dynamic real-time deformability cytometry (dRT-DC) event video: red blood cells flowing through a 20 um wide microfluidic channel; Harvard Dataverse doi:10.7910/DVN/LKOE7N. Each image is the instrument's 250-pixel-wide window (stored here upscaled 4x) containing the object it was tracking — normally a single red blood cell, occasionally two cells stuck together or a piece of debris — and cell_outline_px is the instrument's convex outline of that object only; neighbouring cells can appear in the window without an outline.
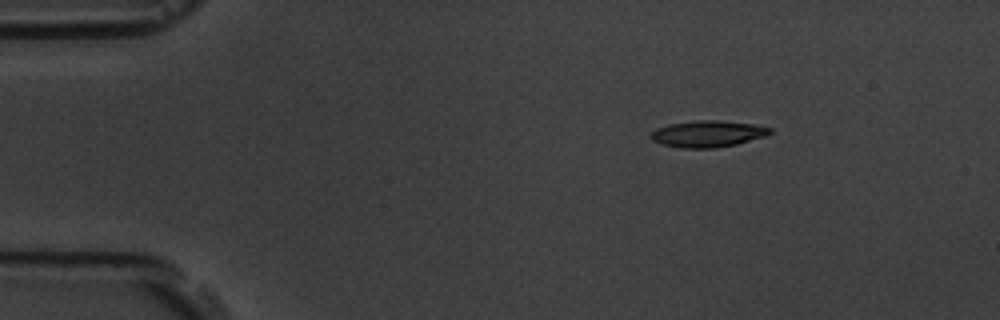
{"species": "common noctule bat (a hibernating species)", "species_latin": "Nyctalus noctula", "temperature_condition": "room temperature", "stored_images_in_passage": 9, "camera_frame_rate_fps": 3000, "um_per_image_px": 0.085, "animal": {"sex": "male", "body_mass_g": 19.5, "forearm_length_mm": 54.6}, "frame": {"image": 1, "passage_image": 2, "time_ms": 2.333, "image_size_px": [1000, 320], "cell_outline_px": [[772, 132], [764, 136], [736, 144], [716, 148], [680, 148], [660, 144], [652, 140], [652, 132], [656, 128], [668, 124], [696, 120], [716, 120], [760, 124], [772, 128]], "centroid_in_image_um": [60.17, 11.37], "position_along_channel_um": 24.8, "area_um2": 18.55}}
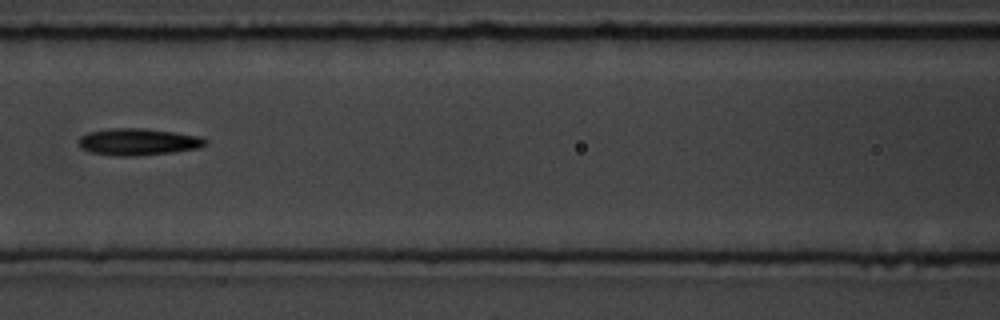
{"frame": {"image": 2, "passage_image": 7, "time_ms": 8.0, "image_size_px": [1000, 320], "cell_outline_px": [[208, 144], [200, 148], [176, 152], [136, 156], [116, 156], [92, 152], [80, 148], [76, 144], [76, 140], [80, 136], [88, 132], [112, 128], [144, 128], [176, 132], [200, 136], [208, 140]], "centroid_in_image_um": [11.75, 12.06], "position_along_channel_um": 154.8, "area_um2": 20.29}}
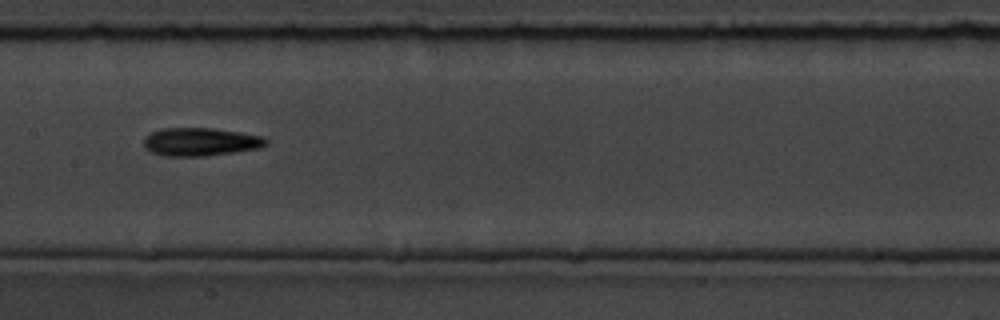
{"frame": {"image": 3, "passage_image": 8, "time_ms": 9.0, "image_size_px": [1000, 320], "cell_outline_px": [[268, 144], [260, 148], [236, 152], [204, 156], [164, 156], [152, 152], [144, 148], [144, 136], [152, 132], [164, 128], [212, 128], [240, 132], [264, 136], [268, 140]], "centroid_in_image_um": [17.06, 12.06], "position_along_channel_um": 190.3, "area_um2": 20.23}}